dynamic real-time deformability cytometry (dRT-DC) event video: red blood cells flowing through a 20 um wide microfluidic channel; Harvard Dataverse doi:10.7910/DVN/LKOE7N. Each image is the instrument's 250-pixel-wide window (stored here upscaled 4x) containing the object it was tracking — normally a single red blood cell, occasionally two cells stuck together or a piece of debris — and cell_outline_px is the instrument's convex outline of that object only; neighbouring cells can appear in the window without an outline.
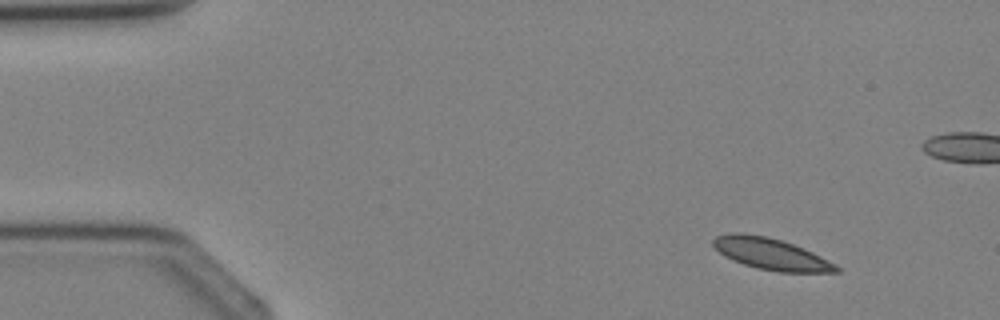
{"species": "Egyptian fruit bat (a non-hibernating species)", "species_latin": "Rousettus aegyptiacus", "temperature_condition": "cold", "stored_images_in_passage": 4, "camera_frame_rate_fps": 3000, "um_per_image_px": 0.085, "animal": {"sex": "female"}, "frame": {"image": 1, "passage_image": 1, "time_ms": 0.0, "image_size_px": [1000, 320], "cell_outline_px": [[840, 272], [780, 272], [756, 268], [732, 260], [724, 256], [712, 244], [712, 240], [716, 236], [728, 232], [740, 232], [768, 236], [804, 248], [836, 264], [840, 268]], "centroid_in_image_um": [65.51, 21.57], "position_along_channel_um": 19.5, "area_um2": 22.66}}